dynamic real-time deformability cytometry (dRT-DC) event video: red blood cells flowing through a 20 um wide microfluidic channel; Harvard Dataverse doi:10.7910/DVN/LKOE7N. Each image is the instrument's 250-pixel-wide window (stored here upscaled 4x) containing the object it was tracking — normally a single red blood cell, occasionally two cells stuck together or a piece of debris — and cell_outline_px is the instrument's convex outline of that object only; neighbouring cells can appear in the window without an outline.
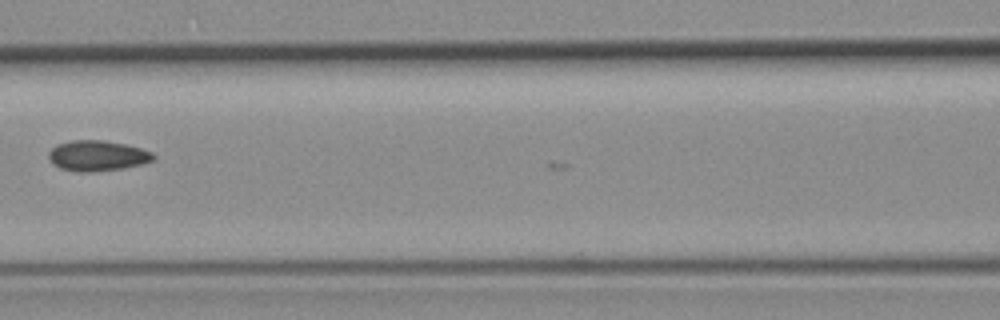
{"species": "common noctule bat (a hibernating species)", "species_latin": "Nyctalus noctula", "temperature_condition": "room temperature", "stored_images_in_passage": 9, "camera_frame_rate_fps": 3000, "um_per_image_px": 0.085, "animal": {"sex": "female", "body_mass_g": 19.3, "forearm_length_mm": 54.1}, "frame": {"image": 1, "passage_image": 5, "time_ms": 1.333, "image_size_px": [1000, 320], "cell_outline_px": [[156, 160], [124, 168], [96, 172], [76, 172], [60, 168], [52, 164], [48, 156], [48, 152], [56, 144], [72, 140], [104, 140], [124, 144], [140, 148], [152, 152], [156, 156]], "centroid_in_image_um": [8.26, 13.24], "position_along_channel_um": 158.3, "area_um2": 18.84}}
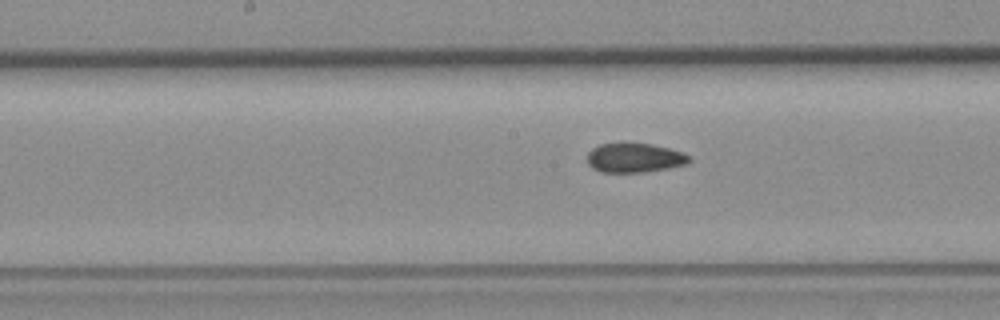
{"frame": {"image": 2, "passage_image": 8, "time_ms": 2.333, "image_size_px": [1000, 320], "cell_outline_px": [[692, 160], [688, 164], [668, 168], [644, 172], [600, 172], [592, 168], [588, 164], [588, 152], [592, 148], [600, 144], [652, 144], [668, 148], [692, 156]], "centroid_in_image_um": [53.95, 13.43], "position_along_channel_um": 194.2, "area_um2": 17.34}}